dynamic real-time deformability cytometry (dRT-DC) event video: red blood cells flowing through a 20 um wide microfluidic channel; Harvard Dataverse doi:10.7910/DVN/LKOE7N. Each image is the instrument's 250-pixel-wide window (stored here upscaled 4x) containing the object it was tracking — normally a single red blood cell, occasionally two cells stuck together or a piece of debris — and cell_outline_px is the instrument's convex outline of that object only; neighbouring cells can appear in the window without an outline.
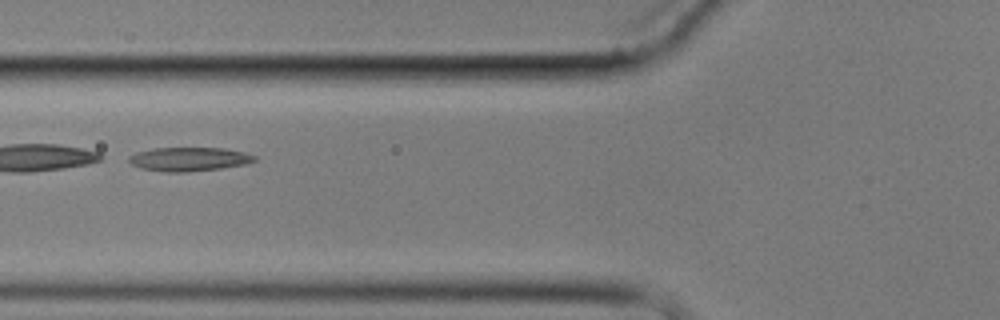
{"species": "common noctule bat (a hibernating species)", "species_latin": "Nyctalus noctula", "temperature_condition": "cold", "stored_images_in_passage": 7, "camera_frame_rate_fps": 3000, "um_per_image_px": 0.085, "animal": {"sex": "male", "body_mass_g": 17.9}, "frame": {"image": 1, "passage_image": 6, "time_ms": 5.667, "image_size_px": [1000, 320], "cell_outline_px": [[256, 160], [244, 164], [220, 168], [184, 172], [168, 172], [140, 168], [132, 164], [128, 160], [128, 156], [136, 152], [152, 148], [224, 148], [244, 152], [256, 156]], "centroid_in_image_um": [16.04, 13.52], "position_along_channel_um": 109.8, "area_um2": 17.34}}
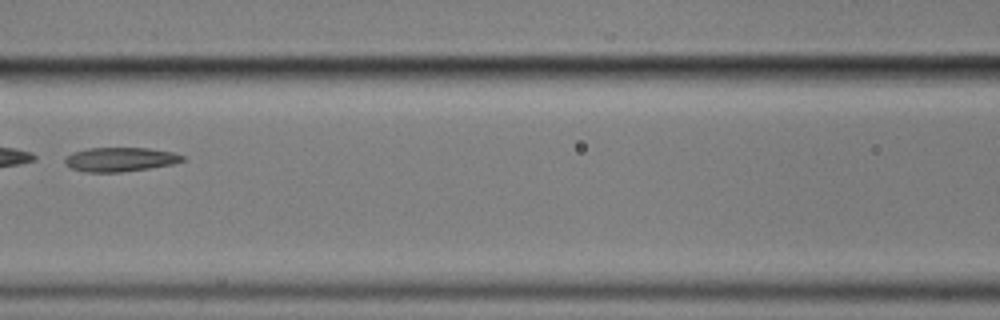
{"frame": {"image": 2, "passage_image": 7, "time_ms": 7.0, "image_size_px": [1000, 320], "cell_outline_px": [[184, 160], [172, 164], [148, 168], [120, 172], [84, 172], [72, 168], [64, 164], [64, 160], [72, 152], [88, 148], [148, 148], [172, 152], [184, 156]], "centroid_in_image_um": [10.18, 13.55], "position_along_channel_um": 156.4, "area_um2": 16.42}}